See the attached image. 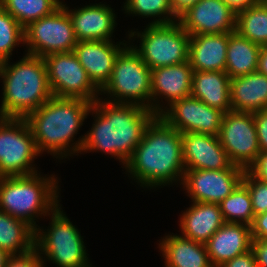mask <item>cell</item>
Returning <instances> with one entry per match:
<instances>
[{
  "label": "cell",
  "mask_w": 267,
  "mask_h": 267,
  "mask_svg": "<svg viewBox=\"0 0 267 267\" xmlns=\"http://www.w3.org/2000/svg\"><path fill=\"white\" fill-rule=\"evenodd\" d=\"M230 34L190 35L188 61L193 71L225 72L226 51Z\"/></svg>",
  "instance_id": "cell-21"
},
{
  "label": "cell",
  "mask_w": 267,
  "mask_h": 267,
  "mask_svg": "<svg viewBox=\"0 0 267 267\" xmlns=\"http://www.w3.org/2000/svg\"><path fill=\"white\" fill-rule=\"evenodd\" d=\"M0 248L21 255L35 248V230L26 222L0 210Z\"/></svg>",
  "instance_id": "cell-27"
},
{
  "label": "cell",
  "mask_w": 267,
  "mask_h": 267,
  "mask_svg": "<svg viewBox=\"0 0 267 267\" xmlns=\"http://www.w3.org/2000/svg\"><path fill=\"white\" fill-rule=\"evenodd\" d=\"M36 156L40 154L27 121L24 118H0V177L39 172L33 164Z\"/></svg>",
  "instance_id": "cell-9"
},
{
  "label": "cell",
  "mask_w": 267,
  "mask_h": 267,
  "mask_svg": "<svg viewBox=\"0 0 267 267\" xmlns=\"http://www.w3.org/2000/svg\"><path fill=\"white\" fill-rule=\"evenodd\" d=\"M248 171L257 179L267 183V151L260 152Z\"/></svg>",
  "instance_id": "cell-37"
},
{
  "label": "cell",
  "mask_w": 267,
  "mask_h": 267,
  "mask_svg": "<svg viewBox=\"0 0 267 267\" xmlns=\"http://www.w3.org/2000/svg\"><path fill=\"white\" fill-rule=\"evenodd\" d=\"M160 241L165 267H213L204 243L177 234L167 235Z\"/></svg>",
  "instance_id": "cell-23"
},
{
  "label": "cell",
  "mask_w": 267,
  "mask_h": 267,
  "mask_svg": "<svg viewBox=\"0 0 267 267\" xmlns=\"http://www.w3.org/2000/svg\"><path fill=\"white\" fill-rule=\"evenodd\" d=\"M235 31L261 47L267 46V2L258 1L236 12Z\"/></svg>",
  "instance_id": "cell-28"
},
{
  "label": "cell",
  "mask_w": 267,
  "mask_h": 267,
  "mask_svg": "<svg viewBox=\"0 0 267 267\" xmlns=\"http://www.w3.org/2000/svg\"><path fill=\"white\" fill-rule=\"evenodd\" d=\"M24 36L26 54L40 57L71 52L78 42L72 20L62 5L52 14L31 22L24 28Z\"/></svg>",
  "instance_id": "cell-11"
},
{
  "label": "cell",
  "mask_w": 267,
  "mask_h": 267,
  "mask_svg": "<svg viewBox=\"0 0 267 267\" xmlns=\"http://www.w3.org/2000/svg\"><path fill=\"white\" fill-rule=\"evenodd\" d=\"M253 117L260 151H267V109L253 112Z\"/></svg>",
  "instance_id": "cell-35"
},
{
  "label": "cell",
  "mask_w": 267,
  "mask_h": 267,
  "mask_svg": "<svg viewBox=\"0 0 267 267\" xmlns=\"http://www.w3.org/2000/svg\"><path fill=\"white\" fill-rule=\"evenodd\" d=\"M192 76L193 68L189 61L151 70V111L159 115L164 110L160 104L162 98L169 106L176 100L190 96Z\"/></svg>",
  "instance_id": "cell-16"
},
{
  "label": "cell",
  "mask_w": 267,
  "mask_h": 267,
  "mask_svg": "<svg viewBox=\"0 0 267 267\" xmlns=\"http://www.w3.org/2000/svg\"><path fill=\"white\" fill-rule=\"evenodd\" d=\"M159 116L181 134L218 136L224 112L190 95L165 106Z\"/></svg>",
  "instance_id": "cell-13"
},
{
  "label": "cell",
  "mask_w": 267,
  "mask_h": 267,
  "mask_svg": "<svg viewBox=\"0 0 267 267\" xmlns=\"http://www.w3.org/2000/svg\"><path fill=\"white\" fill-rule=\"evenodd\" d=\"M185 169L225 170L232 165L218 136L182 133Z\"/></svg>",
  "instance_id": "cell-18"
},
{
  "label": "cell",
  "mask_w": 267,
  "mask_h": 267,
  "mask_svg": "<svg viewBox=\"0 0 267 267\" xmlns=\"http://www.w3.org/2000/svg\"><path fill=\"white\" fill-rule=\"evenodd\" d=\"M58 178L40 172L25 176L0 177V210L18 218L34 230L37 219L49 216L60 205ZM37 218V219H36Z\"/></svg>",
  "instance_id": "cell-5"
},
{
  "label": "cell",
  "mask_w": 267,
  "mask_h": 267,
  "mask_svg": "<svg viewBox=\"0 0 267 267\" xmlns=\"http://www.w3.org/2000/svg\"><path fill=\"white\" fill-rule=\"evenodd\" d=\"M48 84L54 97L79 98L94 103L100 90L92 83L73 51L46 55Z\"/></svg>",
  "instance_id": "cell-10"
},
{
  "label": "cell",
  "mask_w": 267,
  "mask_h": 267,
  "mask_svg": "<svg viewBox=\"0 0 267 267\" xmlns=\"http://www.w3.org/2000/svg\"><path fill=\"white\" fill-rule=\"evenodd\" d=\"M99 97L89 113L94 117L85 134L81 152L99 151L116 157L124 165L141 142L144 131L156 116L150 109L136 104L114 103Z\"/></svg>",
  "instance_id": "cell-1"
},
{
  "label": "cell",
  "mask_w": 267,
  "mask_h": 267,
  "mask_svg": "<svg viewBox=\"0 0 267 267\" xmlns=\"http://www.w3.org/2000/svg\"><path fill=\"white\" fill-rule=\"evenodd\" d=\"M20 44L25 45L24 28L0 5V62L10 60Z\"/></svg>",
  "instance_id": "cell-32"
},
{
  "label": "cell",
  "mask_w": 267,
  "mask_h": 267,
  "mask_svg": "<svg viewBox=\"0 0 267 267\" xmlns=\"http://www.w3.org/2000/svg\"><path fill=\"white\" fill-rule=\"evenodd\" d=\"M190 35L232 33L236 11L226 0H199L178 17Z\"/></svg>",
  "instance_id": "cell-15"
},
{
  "label": "cell",
  "mask_w": 267,
  "mask_h": 267,
  "mask_svg": "<svg viewBox=\"0 0 267 267\" xmlns=\"http://www.w3.org/2000/svg\"><path fill=\"white\" fill-rule=\"evenodd\" d=\"M5 267H43L40 254L36 248L21 255H11Z\"/></svg>",
  "instance_id": "cell-34"
},
{
  "label": "cell",
  "mask_w": 267,
  "mask_h": 267,
  "mask_svg": "<svg viewBox=\"0 0 267 267\" xmlns=\"http://www.w3.org/2000/svg\"><path fill=\"white\" fill-rule=\"evenodd\" d=\"M242 182L248 188L254 215L265 213L267 211V183L255 178L248 170H245Z\"/></svg>",
  "instance_id": "cell-33"
},
{
  "label": "cell",
  "mask_w": 267,
  "mask_h": 267,
  "mask_svg": "<svg viewBox=\"0 0 267 267\" xmlns=\"http://www.w3.org/2000/svg\"><path fill=\"white\" fill-rule=\"evenodd\" d=\"M244 172L233 164L225 170L186 169L181 185L192 202L219 204L242 181Z\"/></svg>",
  "instance_id": "cell-14"
},
{
  "label": "cell",
  "mask_w": 267,
  "mask_h": 267,
  "mask_svg": "<svg viewBox=\"0 0 267 267\" xmlns=\"http://www.w3.org/2000/svg\"><path fill=\"white\" fill-rule=\"evenodd\" d=\"M102 94L110 96L111 100L106 101L136 104L151 110V69L130 43L117 55L111 77L100 90Z\"/></svg>",
  "instance_id": "cell-7"
},
{
  "label": "cell",
  "mask_w": 267,
  "mask_h": 267,
  "mask_svg": "<svg viewBox=\"0 0 267 267\" xmlns=\"http://www.w3.org/2000/svg\"><path fill=\"white\" fill-rule=\"evenodd\" d=\"M230 102L235 111L267 109V76L256 71L230 79Z\"/></svg>",
  "instance_id": "cell-24"
},
{
  "label": "cell",
  "mask_w": 267,
  "mask_h": 267,
  "mask_svg": "<svg viewBox=\"0 0 267 267\" xmlns=\"http://www.w3.org/2000/svg\"><path fill=\"white\" fill-rule=\"evenodd\" d=\"M219 205L224 222L252 225L255 215L251 197L247 186L242 181Z\"/></svg>",
  "instance_id": "cell-30"
},
{
  "label": "cell",
  "mask_w": 267,
  "mask_h": 267,
  "mask_svg": "<svg viewBox=\"0 0 267 267\" xmlns=\"http://www.w3.org/2000/svg\"><path fill=\"white\" fill-rule=\"evenodd\" d=\"M62 4L60 0H0V5L25 28L56 11Z\"/></svg>",
  "instance_id": "cell-29"
},
{
  "label": "cell",
  "mask_w": 267,
  "mask_h": 267,
  "mask_svg": "<svg viewBox=\"0 0 267 267\" xmlns=\"http://www.w3.org/2000/svg\"><path fill=\"white\" fill-rule=\"evenodd\" d=\"M251 250L258 267H267V240L252 239Z\"/></svg>",
  "instance_id": "cell-38"
},
{
  "label": "cell",
  "mask_w": 267,
  "mask_h": 267,
  "mask_svg": "<svg viewBox=\"0 0 267 267\" xmlns=\"http://www.w3.org/2000/svg\"><path fill=\"white\" fill-rule=\"evenodd\" d=\"M251 226L225 222L205 243L213 267L251 250Z\"/></svg>",
  "instance_id": "cell-20"
},
{
  "label": "cell",
  "mask_w": 267,
  "mask_h": 267,
  "mask_svg": "<svg viewBox=\"0 0 267 267\" xmlns=\"http://www.w3.org/2000/svg\"><path fill=\"white\" fill-rule=\"evenodd\" d=\"M226 1L236 12H238L242 9H245L257 3L259 0H226Z\"/></svg>",
  "instance_id": "cell-41"
},
{
  "label": "cell",
  "mask_w": 267,
  "mask_h": 267,
  "mask_svg": "<svg viewBox=\"0 0 267 267\" xmlns=\"http://www.w3.org/2000/svg\"><path fill=\"white\" fill-rule=\"evenodd\" d=\"M129 40L140 39L132 48L151 69L188 61L190 34L176 21L169 24H148L142 31H128Z\"/></svg>",
  "instance_id": "cell-8"
},
{
  "label": "cell",
  "mask_w": 267,
  "mask_h": 267,
  "mask_svg": "<svg viewBox=\"0 0 267 267\" xmlns=\"http://www.w3.org/2000/svg\"><path fill=\"white\" fill-rule=\"evenodd\" d=\"M191 96L224 113L232 110L230 77L221 71H193Z\"/></svg>",
  "instance_id": "cell-25"
},
{
  "label": "cell",
  "mask_w": 267,
  "mask_h": 267,
  "mask_svg": "<svg viewBox=\"0 0 267 267\" xmlns=\"http://www.w3.org/2000/svg\"><path fill=\"white\" fill-rule=\"evenodd\" d=\"M251 236L252 239L267 240V211L254 217Z\"/></svg>",
  "instance_id": "cell-36"
},
{
  "label": "cell",
  "mask_w": 267,
  "mask_h": 267,
  "mask_svg": "<svg viewBox=\"0 0 267 267\" xmlns=\"http://www.w3.org/2000/svg\"><path fill=\"white\" fill-rule=\"evenodd\" d=\"M50 215V227L35 230V248L40 254L42 266H46L44 262L48 259L57 267H92L83 236L63 213L61 206Z\"/></svg>",
  "instance_id": "cell-6"
},
{
  "label": "cell",
  "mask_w": 267,
  "mask_h": 267,
  "mask_svg": "<svg viewBox=\"0 0 267 267\" xmlns=\"http://www.w3.org/2000/svg\"><path fill=\"white\" fill-rule=\"evenodd\" d=\"M10 256L11 254H9L6 250L0 248V267L6 266L7 260Z\"/></svg>",
  "instance_id": "cell-43"
},
{
  "label": "cell",
  "mask_w": 267,
  "mask_h": 267,
  "mask_svg": "<svg viewBox=\"0 0 267 267\" xmlns=\"http://www.w3.org/2000/svg\"><path fill=\"white\" fill-rule=\"evenodd\" d=\"M257 71L267 76V46L261 48Z\"/></svg>",
  "instance_id": "cell-42"
},
{
  "label": "cell",
  "mask_w": 267,
  "mask_h": 267,
  "mask_svg": "<svg viewBox=\"0 0 267 267\" xmlns=\"http://www.w3.org/2000/svg\"><path fill=\"white\" fill-rule=\"evenodd\" d=\"M261 48L236 31L232 32L228 37L225 68L230 79L256 72Z\"/></svg>",
  "instance_id": "cell-26"
},
{
  "label": "cell",
  "mask_w": 267,
  "mask_h": 267,
  "mask_svg": "<svg viewBox=\"0 0 267 267\" xmlns=\"http://www.w3.org/2000/svg\"><path fill=\"white\" fill-rule=\"evenodd\" d=\"M231 163L248 170L260 154L253 113L230 110L224 113L218 134Z\"/></svg>",
  "instance_id": "cell-12"
},
{
  "label": "cell",
  "mask_w": 267,
  "mask_h": 267,
  "mask_svg": "<svg viewBox=\"0 0 267 267\" xmlns=\"http://www.w3.org/2000/svg\"><path fill=\"white\" fill-rule=\"evenodd\" d=\"M123 7L125 14L155 18L149 24H169L178 21L171 0H126Z\"/></svg>",
  "instance_id": "cell-31"
},
{
  "label": "cell",
  "mask_w": 267,
  "mask_h": 267,
  "mask_svg": "<svg viewBox=\"0 0 267 267\" xmlns=\"http://www.w3.org/2000/svg\"><path fill=\"white\" fill-rule=\"evenodd\" d=\"M199 0H171L172 7L174 9L175 15L179 17L188 8L194 5Z\"/></svg>",
  "instance_id": "cell-40"
},
{
  "label": "cell",
  "mask_w": 267,
  "mask_h": 267,
  "mask_svg": "<svg viewBox=\"0 0 267 267\" xmlns=\"http://www.w3.org/2000/svg\"><path fill=\"white\" fill-rule=\"evenodd\" d=\"M220 267H258L255 261V256L252 250L234 257L222 264Z\"/></svg>",
  "instance_id": "cell-39"
},
{
  "label": "cell",
  "mask_w": 267,
  "mask_h": 267,
  "mask_svg": "<svg viewBox=\"0 0 267 267\" xmlns=\"http://www.w3.org/2000/svg\"><path fill=\"white\" fill-rule=\"evenodd\" d=\"M124 168L137 184L147 189L178 181L181 185L186 170L181 133L156 115Z\"/></svg>",
  "instance_id": "cell-2"
},
{
  "label": "cell",
  "mask_w": 267,
  "mask_h": 267,
  "mask_svg": "<svg viewBox=\"0 0 267 267\" xmlns=\"http://www.w3.org/2000/svg\"><path fill=\"white\" fill-rule=\"evenodd\" d=\"M18 62H0L3 97L0 118H25L53 95L43 57L24 54Z\"/></svg>",
  "instance_id": "cell-4"
},
{
  "label": "cell",
  "mask_w": 267,
  "mask_h": 267,
  "mask_svg": "<svg viewBox=\"0 0 267 267\" xmlns=\"http://www.w3.org/2000/svg\"><path fill=\"white\" fill-rule=\"evenodd\" d=\"M181 235L206 243L225 223L217 203L193 202L180 216Z\"/></svg>",
  "instance_id": "cell-22"
},
{
  "label": "cell",
  "mask_w": 267,
  "mask_h": 267,
  "mask_svg": "<svg viewBox=\"0 0 267 267\" xmlns=\"http://www.w3.org/2000/svg\"><path fill=\"white\" fill-rule=\"evenodd\" d=\"M115 44L113 40L79 41L74 54L87 72L92 83L101 90L111 77L114 62L119 52L128 45L127 41Z\"/></svg>",
  "instance_id": "cell-17"
},
{
  "label": "cell",
  "mask_w": 267,
  "mask_h": 267,
  "mask_svg": "<svg viewBox=\"0 0 267 267\" xmlns=\"http://www.w3.org/2000/svg\"><path fill=\"white\" fill-rule=\"evenodd\" d=\"M68 12L77 41L102 40L111 41L116 27V14L109 5L95 3L78 9H70L63 4Z\"/></svg>",
  "instance_id": "cell-19"
},
{
  "label": "cell",
  "mask_w": 267,
  "mask_h": 267,
  "mask_svg": "<svg viewBox=\"0 0 267 267\" xmlns=\"http://www.w3.org/2000/svg\"><path fill=\"white\" fill-rule=\"evenodd\" d=\"M92 104L79 98L52 96L27 115L24 119L32 131L38 153L41 155L45 151L56 159L79 155L85 136L74 142V135L78 134Z\"/></svg>",
  "instance_id": "cell-3"
}]
</instances>
